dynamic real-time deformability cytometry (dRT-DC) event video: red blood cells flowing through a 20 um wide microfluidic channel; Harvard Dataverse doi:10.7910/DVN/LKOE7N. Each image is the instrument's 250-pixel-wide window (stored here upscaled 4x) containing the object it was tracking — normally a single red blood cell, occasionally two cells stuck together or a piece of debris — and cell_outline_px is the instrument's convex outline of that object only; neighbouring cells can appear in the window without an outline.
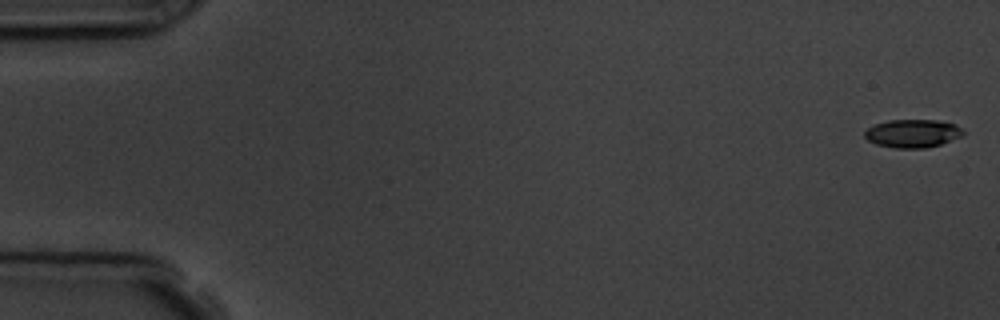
{"species": "common noctule bat (a hibernating species)", "species_latin": "Nyctalus noctula", "temperature_condition": "room temperature", "stored_images_in_passage": 7, "camera_frame_rate_fps": 3000, "um_per_image_px": 0.085, "animal": {"sex": "male", "body_mass_g": 19.5, "forearm_length_mm": 54.6}, "frame": {"image": 1, "passage_image": 1, "time_ms": 0.0, "image_size_px": [1000, 320], "cell_outline_px": [[964, 136], [940, 144], [924, 148], [896, 148], [876, 144], [868, 140], [864, 136], [864, 132], [868, 128], [876, 124], [888, 120], [936, 120], [956, 124], [964, 132]], "centroid_in_image_um": [77.59, 11.34], "position_along_channel_um": 7.4, "area_um2": 16.13}}
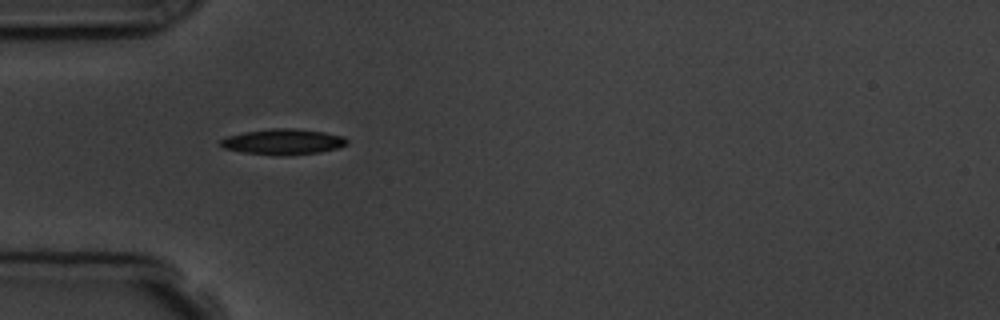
{"frame": {"image": 2, "passage_image": 5, "time_ms": 5.333, "image_size_px": [1000, 320], "cell_outline_px": [[348, 144], [336, 148], [320, 152], [280, 156], [244, 152], [224, 148], [220, 144], [220, 140], [228, 136], [244, 132], [272, 128], [296, 128], [324, 132], [344, 136], [348, 140]], "centroid_in_image_um": [24.09, 12.04], "position_along_channel_um": 60.9, "area_um2": 18.84}}